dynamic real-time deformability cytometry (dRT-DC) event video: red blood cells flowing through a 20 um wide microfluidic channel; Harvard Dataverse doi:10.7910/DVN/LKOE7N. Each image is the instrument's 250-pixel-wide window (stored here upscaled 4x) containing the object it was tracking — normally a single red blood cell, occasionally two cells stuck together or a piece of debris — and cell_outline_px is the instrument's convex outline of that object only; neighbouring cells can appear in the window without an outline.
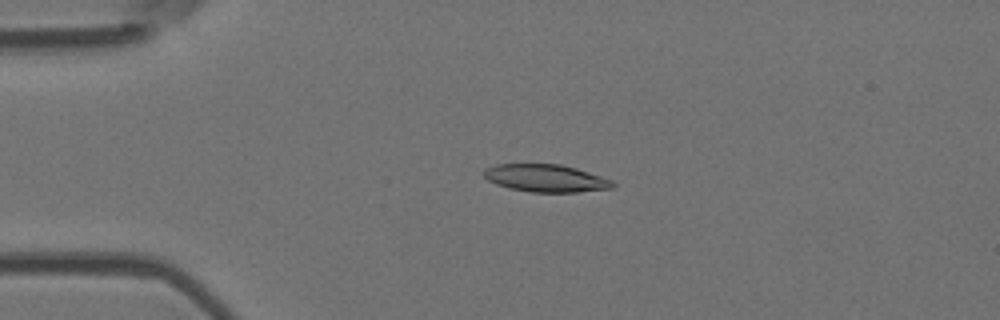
{"species": "Egyptian fruit bat (a non-hibernating species)", "species_latin": "Rousettus aegyptiacus", "temperature_condition": "room temperature", "stored_images_in_passage": 44, "camera_frame_rate_fps": 3000, "um_per_image_px": 0.085, "animal": {"sex": "female"}, "frame": {"image": 1, "passage_image": 3, "time_ms": 0.667, "image_size_px": [1000, 320], "cell_outline_px": [[616, 184], [612, 188], [576, 192], [532, 192], [508, 188], [496, 184], [488, 180], [484, 176], [484, 172], [488, 168], [496, 164], [560, 164], [576, 168], [612, 180]], "centroid_in_image_um": [46.4, 15.15], "position_along_channel_um": 38.6, "area_um2": 20.52}}
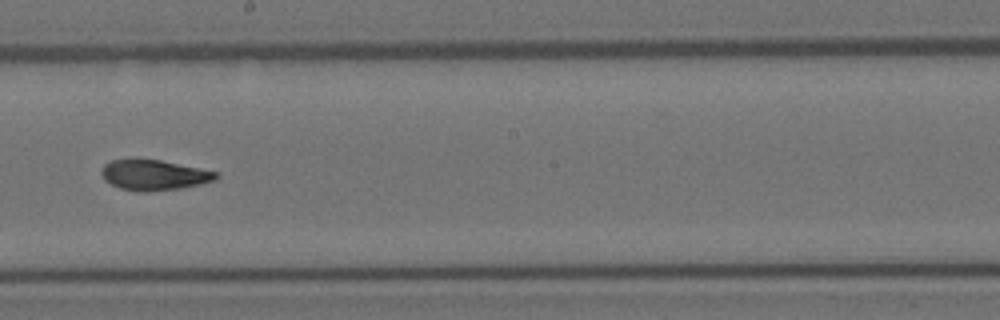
{"frame": {"image": 2, "passage_image": 21, "time_ms": 6.667, "image_size_px": [1000, 320], "cell_outline_px": [[220, 176], [216, 180], [200, 184], [180, 188], [144, 192], [136, 192], [120, 188], [104, 180], [100, 172], [100, 168], [104, 164], [112, 160], [132, 156], [136, 156], [160, 160], [220, 172]], "centroid_in_image_um": [13.05, 14.84], "position_along_channel_um": 235.2, "area_um2": 21.04}}
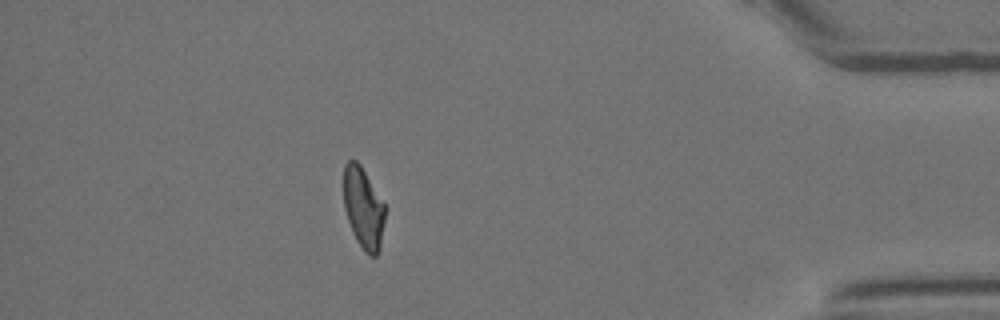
{"frame": {"image": 3, "passage_image": 38, "time_ms": 12.333, "image_size_px": [1000, 320], "cell_outline_px": [[384, 220], [380, 248], [376, 256], [368, 256], [364, 252], [356, 240], [352, 232], [344, 208], [344, 164], [348, 160], [356, 160], [360, 164], [384, 204]], "centroid_in_image_um": [30.87, 17.7], "position_along_channel_um": 404.3, "area_um2": 19.42}, "authors_computed_cell_mechanics": {"area_um2": 20.7213, "velocity_mm_per_s": 3.7927, "shape_relaxation_time_tau1_ms": 9.0854, "shape_relaxation_time_tau2_ms": 2.6028, "deformation_change_tau1": 0.252, "deformation_change_tau2": 0.0825}}